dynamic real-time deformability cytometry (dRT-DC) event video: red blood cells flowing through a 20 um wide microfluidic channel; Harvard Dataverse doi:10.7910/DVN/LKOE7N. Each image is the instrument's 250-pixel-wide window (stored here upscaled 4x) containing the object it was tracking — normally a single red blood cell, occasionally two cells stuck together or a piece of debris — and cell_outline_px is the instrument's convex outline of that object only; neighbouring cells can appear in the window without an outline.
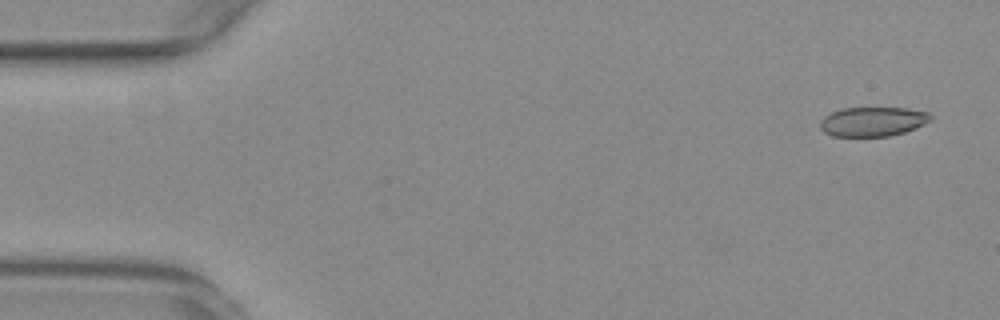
{"species": "common noctule bat (a hibernating species)", "species_latin": "Nyctalus noctula", "temperature_condition": "warm", "stored_images_in_passage": 15, "camera_frame_rate_fps": 3000, "um_per_image_px": 0.085, "animal": {"sex": "female", "body_mass_g": 29.2, "forearm_length_mm": 56.3}, "frame": {"image": 1, "passage_image": 3, "time_ms": 0.667, "image_size_px": [1000, 320], "cell_outline_px": [[932, 120], [916, 128], [904, 132], [888, 136], [832, 136], [824, 132], [820, 128], [820, 120], [824, 116], [832, 112], [844, 108], [908, 108], [928, 112], [932, 116]], "centroid_in_image_um": [74.19, 10.33], "position_along_channel_um": 10.8, "area_um2": 18.96}}